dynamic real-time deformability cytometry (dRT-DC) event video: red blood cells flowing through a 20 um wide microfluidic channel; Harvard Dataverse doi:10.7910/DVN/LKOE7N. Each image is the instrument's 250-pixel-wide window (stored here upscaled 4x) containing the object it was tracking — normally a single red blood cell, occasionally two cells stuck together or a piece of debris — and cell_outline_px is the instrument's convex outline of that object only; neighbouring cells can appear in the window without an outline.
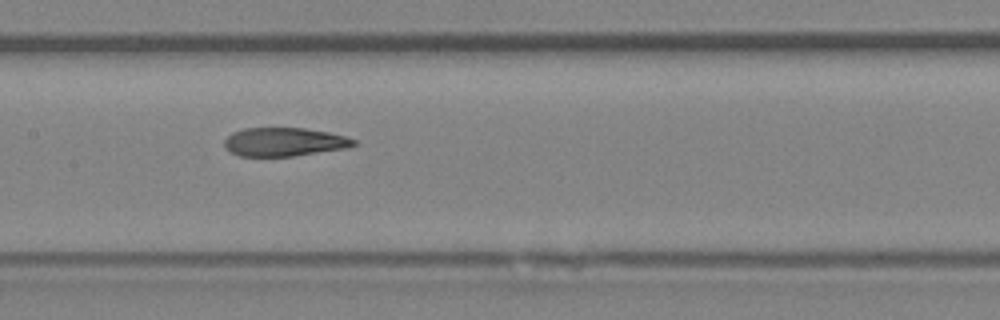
{"species": "Egyptian fruit bat (a non-hibernating species)", "species_latin": "Rousettus aegyptiacus", "temperature_condition": "room temperature", "stored_images_in_passage": 8, "camera_frame_rate_fps": 3000, "um_per_image_px": 0.085, "animal": {"sex": "female"}, "frame": {"image": 1, "passage_image": 8, "time_ms": 8.0, "image_size_px": [1000, 320], "cell_outline_px": [[356, 144], [348, 148], [292, 156], [240, 156], [224, 148], [224, 140], [232, 132], [244, 128], [304, 128], [328, 132], [344, 136], [356, 140]], "centroid_in_image_um": [24.14, 12.06], "position_along_channel_um": 183.3, "area_um2": 21.5}}